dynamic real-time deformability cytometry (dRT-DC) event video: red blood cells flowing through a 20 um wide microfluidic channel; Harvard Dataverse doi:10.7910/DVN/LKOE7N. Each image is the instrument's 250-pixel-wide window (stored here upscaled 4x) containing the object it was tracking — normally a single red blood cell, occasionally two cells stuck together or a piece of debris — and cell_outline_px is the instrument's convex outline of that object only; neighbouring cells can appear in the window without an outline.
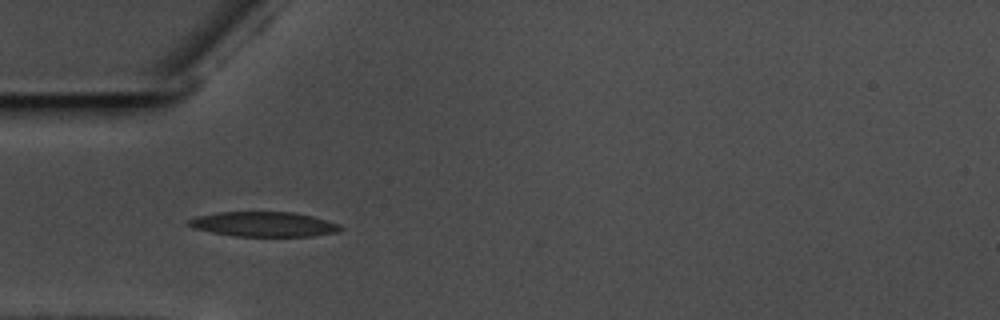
{"species": "common noctule bat (a hibernating species)", "species_latin": "Nyctalus noctula", "temperature_condition": "warm", "stored_images_in_passage": 40, "camera_frame_rate_fps": 3000, "um_per_image_px": 0.085, "animal": {"sex": "male", "body_mass_g": 17.5, "forearm_length_mm": 52.3}, "frame": {"image": 1, "passage_image": 1, "time_ms": 0.0, "image_size_px": [1000, 320], "cell_outline_px": [[344, 228], [336, 232], [312, 236], [236, 236], [212, 232], [192, 228], [188, 224], [188, 220], [200, 216], [216, 212], [292, 212], [312, 216], [340, 224]], "centroid_in_image_um": [22.44, 19.06], "position_along_channel_um": 62.6, "area_um2": 21.79}}
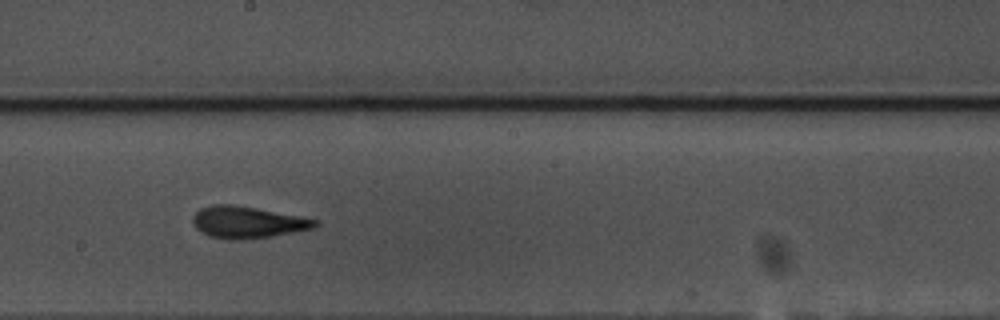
{"frame": {"image": 2, "passage_image": 15, "time_ms": 4.667, "image_size_px": [1000, 320], "cell_outline_px": [[320, 224], [312, 228], [272, 236], [240, 240], [228, 240], [208, 236], [196, 228], [192, 224], [192, 216], [200, 208], [212, 204], [232, 204], [256, 208], [300, 216], [316, 220]], "centroid_in_image_um": [20.97, 18.89], "position_along_channel_um": 227.2, "area_um2": 22.66}}
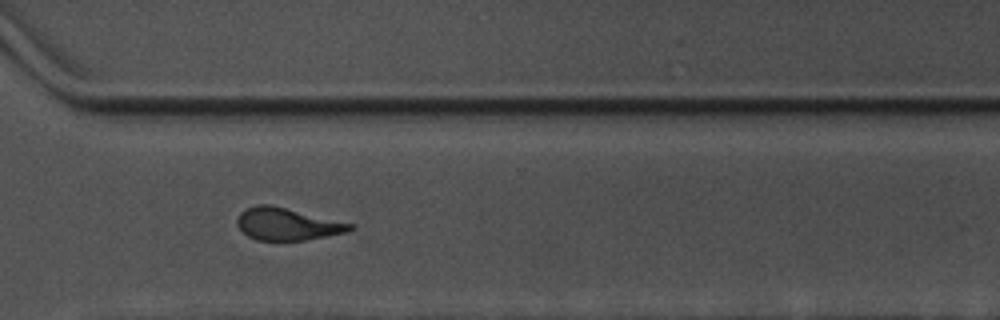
{"frame": {"image": 3, "passage_image": 25, "time_ms": 8.0, "image_size_px": [1000, 320], "cell_outline_px": [[356, 228], [348, 232], [304, 240], [256, 240], [248, 236], [236, 224], [236, 220], [240, 212], [256, 204], [272, 204], [352, 224]], "centroid_in_image_um": [24.4, 19.04], "position_along_channel_um": 346.2, "area_um2": 21.15}, "authors_computed_cell_mechanics": {"area_um2": 21.7906, "velocity_mm_per_s": 3.5651, "shape_relaxation_time_tau1_ms": null, "shape_relaxation_time_tau2_ms": 2.7985, "deformation_change_tau1": null, "deformation_change_tau2": 0.1233}}